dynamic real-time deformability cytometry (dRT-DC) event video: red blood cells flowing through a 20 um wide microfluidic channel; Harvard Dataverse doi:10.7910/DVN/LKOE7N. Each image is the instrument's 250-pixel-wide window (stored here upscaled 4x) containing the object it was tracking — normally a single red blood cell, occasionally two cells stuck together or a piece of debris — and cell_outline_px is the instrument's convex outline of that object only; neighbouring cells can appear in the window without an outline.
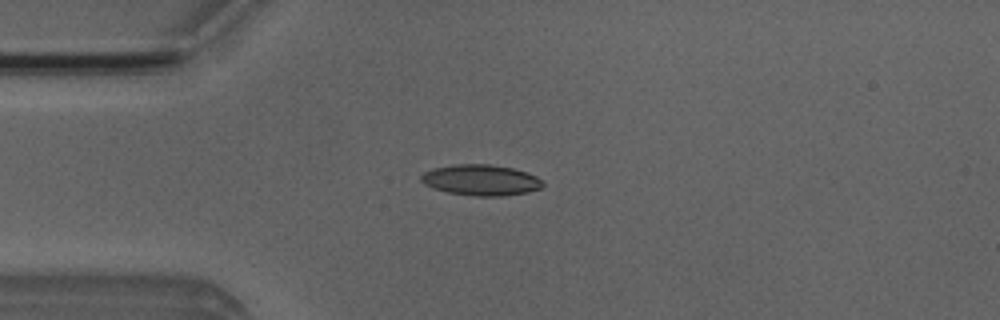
{"species": "Egyptian fruit bat (a non-hibernating species)", "species_latin": "Rousettus aegyptiacus", "temperature_condition": "room temperature", "stored_images_in_passage": 26, "camera_frame_rate_fps": 3000, "um_per_image_px": 0.085, "animal": {"sex": "male"}, "frame": {"image": 1, "passage_image": 2, "time_ms": 0.333, "image_size_px": [1000, 320], "cell_outline_px": [[544, 184], [540, 188], [528, 192], [504, 196], [476, 196], [448, 192], [432, 188], [424, 184], [420, 180], [420, 176], [424, 172], [432, 168], [452, 164], [488, 164], [512, 168], [536, 176], [544, 180]], "centroid_in_image_um": [40.86, 15.3], "position_along_channel_um": 44.1, "area_um2": 21.96}}
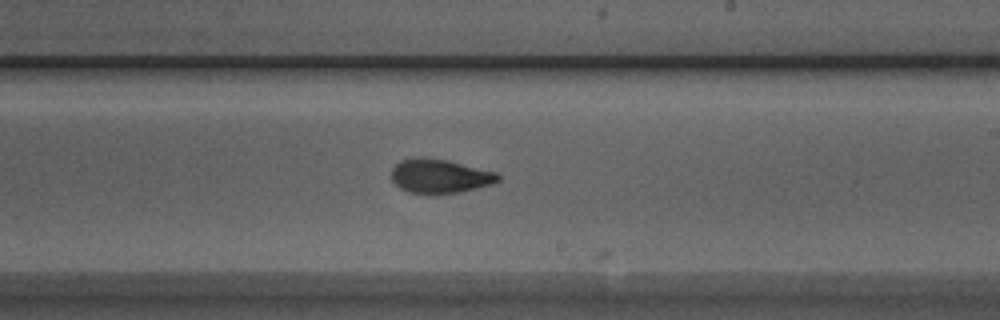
{"frame": {"image": 2, "passage_image": 19, "time_ms": 6.0, "image_size_px": [1000, 320], "cell_outline_px": [[500, 180], [492, 184], [460, 192], [432, 196], [408, 192], [400, 188], [392, 180], [392, 168], [400, 160], [416, 156], [420, 156], [448, 160], [496, 172], [500, 176]], "centroid_in_image_um": [37.36, 14.98], "position_along_channel_um": 251.6, "area_um2": 21.68}}
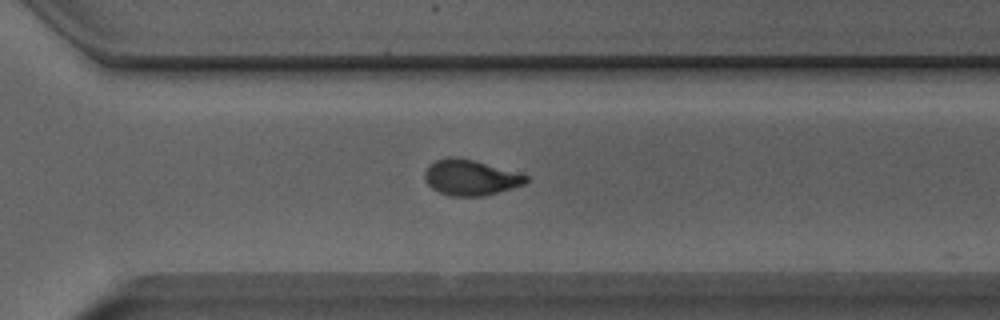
{"frame": {"image": 3, "passage_image": 25, "time_ms": 8.0, "image_size_px": [1000, 320], "cell_outline_px": [[528, 180], [524, 184], [484, 196], [448, 196], [432, 188], [424, 180], [424, 172], [428, 164], [436, 160], [448, 156], [460, 156], [528, 176]], "centroid_in_image_um": [39.92, 15.08], "position_along_channel_um": 330.7, "area_um2": 20.98}}